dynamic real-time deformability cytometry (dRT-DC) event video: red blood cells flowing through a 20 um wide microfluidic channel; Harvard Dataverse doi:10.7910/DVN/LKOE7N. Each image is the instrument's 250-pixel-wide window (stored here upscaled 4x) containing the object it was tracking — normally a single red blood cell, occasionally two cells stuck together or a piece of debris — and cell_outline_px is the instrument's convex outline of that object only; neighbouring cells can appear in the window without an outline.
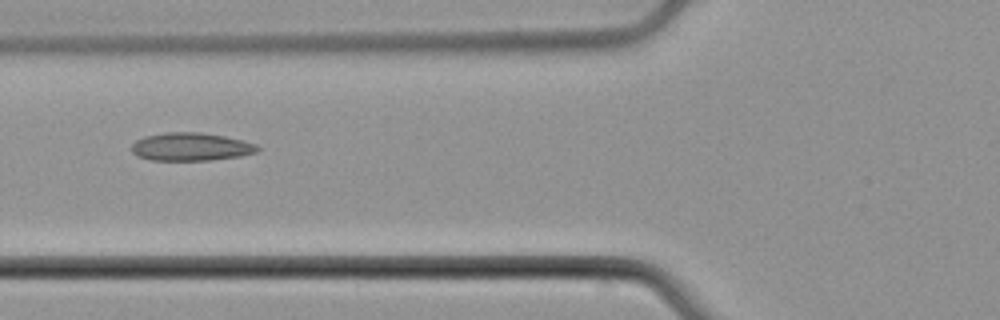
{"species": "common noctule bat (a hibernating species)", "species_latin": "Nyctalus noctula", "temperature_condition": "cold", "stored_images_in_passage": 5, "camera_frame_rate_fps": 3000, "um_per_image_px": 0.085, "animal": {"sex": "male", "body_mass_g": 21.5, "forearm_length_mm": 52.0}, "frame": {"image": 1, "passage_image": 4, "time_ms": 3.333, "image_size_px": [1000, 320], "cell_outline_px": [[260, 148], [256, 152], [240, 156], [212, 160], [152, 160], [136, 156], [132, 152], [132, 144], [136, 140], [144, 136], [164, 132], [200, 132], [224, 136], [244, 140], [256, 144]], "centroid_in_image_um": [16.22, 12.47], "position_along_channel_um": 109.6, "area_um2": 20.69}}
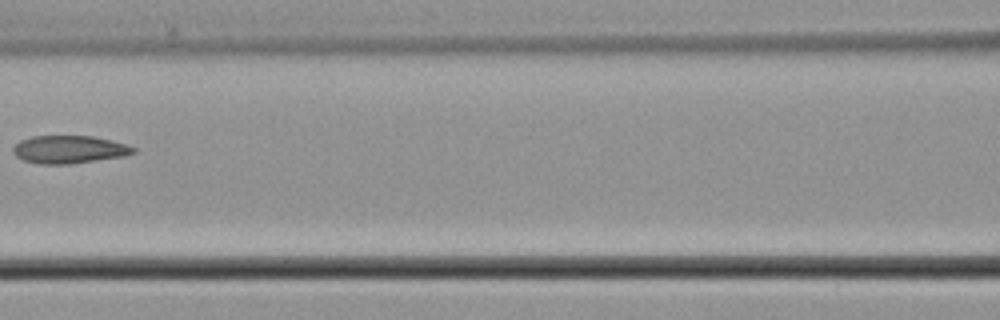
{"frame": {"image": 2, "passage_image": 5, "time_ms": 4.667, "image_size_px": [1000, 320], "cell_outline_px": [[136, 152], [124, 156], [68, 164], [40, 164], [24, 160], [16, 156], [12, 152], [12, 148], [20, 140], [32, 136], [92, 136], [112, 140], [136, 148]], "centroid_in_image_um": [5.86, 12.7], "position_along_channel_um": 160.7, "area_um2": 19.42}}